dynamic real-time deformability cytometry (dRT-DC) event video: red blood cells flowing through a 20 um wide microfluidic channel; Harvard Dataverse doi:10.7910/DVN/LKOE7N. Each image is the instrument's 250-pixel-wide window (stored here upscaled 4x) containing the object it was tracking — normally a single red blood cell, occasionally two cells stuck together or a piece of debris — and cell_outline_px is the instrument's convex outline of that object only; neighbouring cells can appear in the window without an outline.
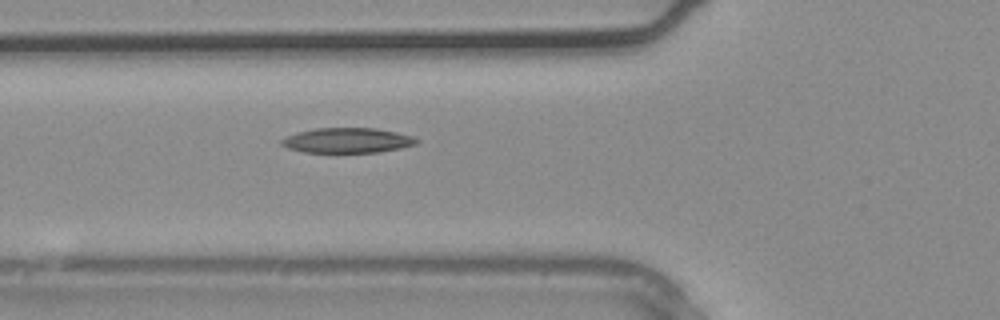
{"species": "common noctule bat (a hibernating species)", "species_latin": "Nyctalus noctula", "temperature_condition": "warm", "stored_images_in_passage": 33, "camera_frame_rate_fps": 3000, "um_per_image_px": 0.085, "animal": {"sex": "male", "body_mass_g": 20.4}, "frame": {"image": 1, "passage_image": 10, "time_ms": 3.0, "image_size_px": [1000, 320], "cell_outline_px": [[420, 140], [416, 144], [400, 148], [376, 152], [304, 152], [288, 148], [280, 144], [280, 140], [296, 132], [316, 128], [376, 128], [396, 132], [412, 136]], "centroid_in_image_um": [29.51, 11.93], "position_along_channel_um": 96.3, "area_um2": 19.59}}